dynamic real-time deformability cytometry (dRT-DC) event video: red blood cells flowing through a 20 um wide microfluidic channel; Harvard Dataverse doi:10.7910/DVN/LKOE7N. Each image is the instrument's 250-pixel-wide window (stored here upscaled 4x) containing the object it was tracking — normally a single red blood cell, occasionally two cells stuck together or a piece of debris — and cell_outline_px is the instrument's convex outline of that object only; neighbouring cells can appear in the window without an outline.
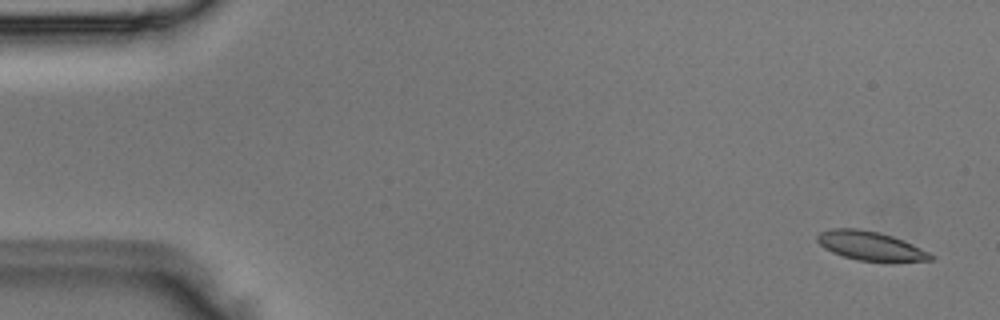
{"species": "Egyptian fruit bat (a non-hibernating species)", "species_latin": "Rousettus aegyptiacus", "temperature_condition": "room temperature", "stored_images_in_passage": 5, "camera_frame_rate_fps": 3000, "um_per_image_px": 0.085, "animal": {"sex": "male"}, "frame": {"image": 1, "passage_image": 1, "time_ms": 0.0, "image_size_px": [1000, 320], "cell_outline_px": [[936, 256], [932, 260], [856, 260], [832, 252], [824, 248], [816, 240], [816, 236], [820, 232], [832, 228], [860, 228], [892, 236], [904, 240]], "centroid_in_image_um": [73.93, 20.87], "position_along_channel_um": 11.1, "area_um2": 18.73}}
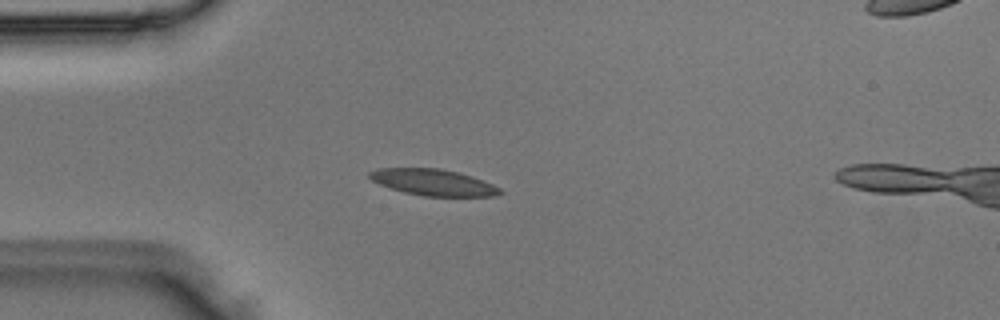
{"frame": {"image": 2, "passage_image": 4, "time_ms": 1.0, "image_size_px": [1000, 320], "cell_outline_px": [[504, 192], [496, 196], [424, 196], [404, 192], [380, 184], [372, 180], [368, 176], [368, 172], [380, 168], [440, 168], [472, 176], [492, 184], [500, 188]], "centroid_in_image_um": [36.84, 15.5], "position_along_channel_um": 48.2, "area_um2": 19.88}}